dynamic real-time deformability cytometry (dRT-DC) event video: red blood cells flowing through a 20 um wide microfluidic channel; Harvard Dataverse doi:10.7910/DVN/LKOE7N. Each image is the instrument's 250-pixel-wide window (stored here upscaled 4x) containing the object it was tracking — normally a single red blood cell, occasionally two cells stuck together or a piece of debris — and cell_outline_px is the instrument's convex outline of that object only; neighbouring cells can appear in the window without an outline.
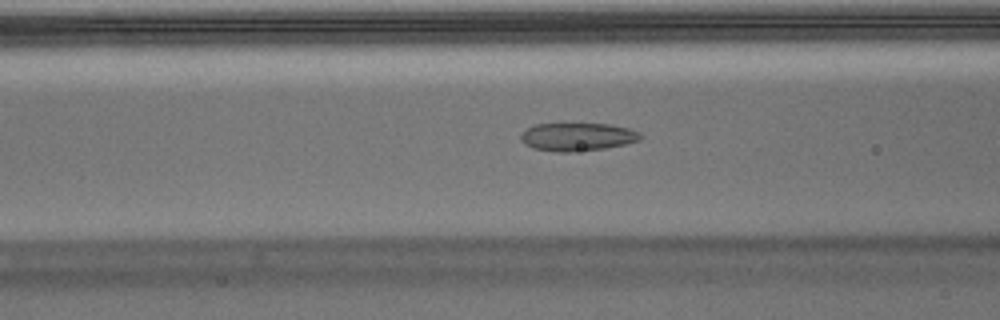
{"species": "Egyptian fruit bat (a non-hibernating species)", "species_latin": "Rousettus aegyptiacus", "temperature_condition": "warm", "stored_images_in_passage": 53, "camera_frame_rate_fps": 3000, "um_per_image_px": 0.085, "animal": {"sex": "male"}, "frame": {"image": 1, "passage_image": 20, "time_ms": 6.333, "image_size_px": [1000, 320], "cell_outline_px": [[644, 136], [640, 140], [624, 144], [604, 148], [572, 152], [556, 152], [532, 148], [524, 144], [520, 140], [520, 136], [528, 128], [536, 124], [608, 124], [628, 128], [640, 132]], "centroid_in_image_um": [49.08, 11.64], "position_along_channel_um": 117.5, "area_um2": 19.54}}
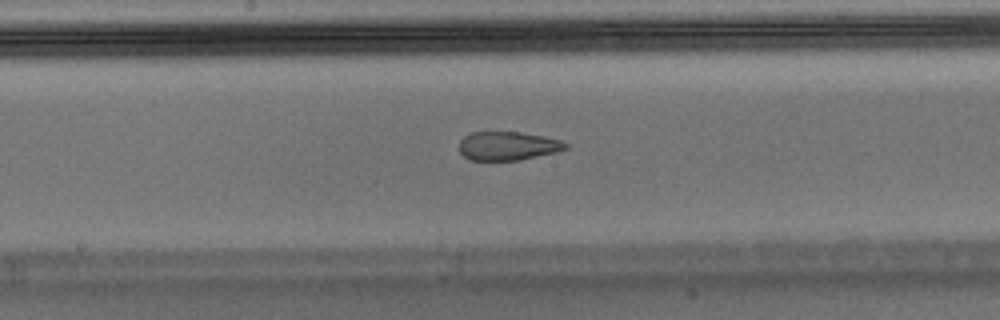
{"frame": {"image": 2, "passage_image": 27, "time_ms": 8.667, "image_size_px": [1000, 320], "cell_outline_px": [[568, 148], [556, 152], [520, 160], [472, 160], [464, 156], [460, 152], [460, 140], [464, 136], [472, 132], [520, 132], [544, 136], [560, 140], [568, 144]], "centroid_in_image_um": [43.17, 12.4], "position_along_channel_um": 205.0, "area_um2": 17.74}}
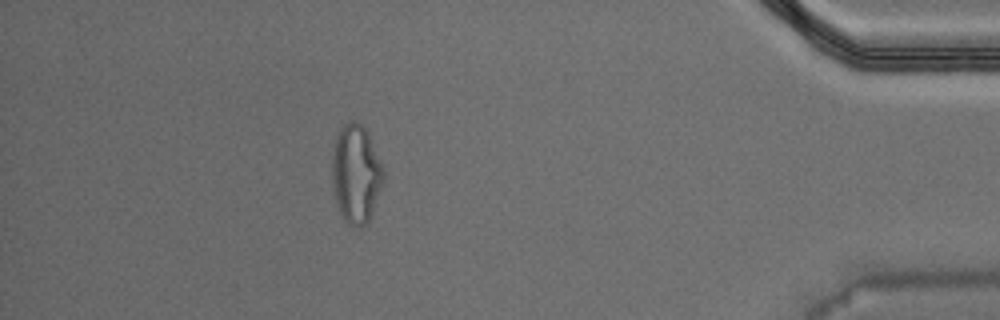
{"frame": {"image": 3, "passage_image": 47, "time_ms": 15.333, "image_size_px": [1000, 320], "cell_outline_px": [[384, 180], [372, 216], [360, 228], [356, 228], [348, 224], [344, 220], [336, 204], [332, 184], [332, 156], [336, 136], [344, 124], [352, 120], [356, 120], [368, 132], [384, 168]], "centroid_in_image_um": [30.27, 14.8], "position_along_channel_um": 404.9, "area_um2": 29.82}, "authors_computed_cell_mechanics": {"area_um2": 21.097, "velocity_mm_per_s": 3.7413, "shape_relaxation_time_tau1_ms": null, "shape_relaxation_time_tau2_ms": 1.5904, "deformation_change_tau1": null, "deformation_change_tau2": 0.083}}